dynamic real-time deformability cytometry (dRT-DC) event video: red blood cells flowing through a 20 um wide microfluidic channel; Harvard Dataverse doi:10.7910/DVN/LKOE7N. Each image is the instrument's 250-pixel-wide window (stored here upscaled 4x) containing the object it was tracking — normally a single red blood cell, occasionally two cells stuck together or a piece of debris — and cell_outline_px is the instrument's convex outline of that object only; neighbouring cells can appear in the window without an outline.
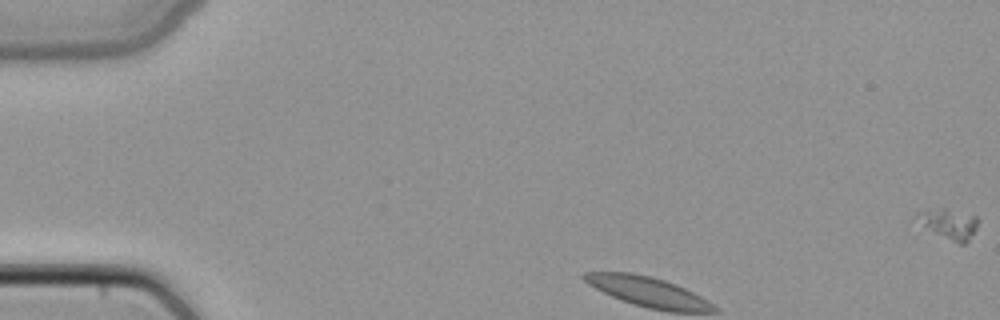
{"species": "common noctule bat (a hibernating species)", "species_latin": "Nyctalus noctula", "temperature_condition": "cold", "stored_images_in_passage": 8, "segment_of_instrument_passage": [1, 2], "camera_frame_rate_fps": 3000, "um_per_image_px": 0.085, "animal": {"sex": "female", "body_mass_g": 22.7, "forearm_length_mm": 54.2}, "frame": {"image": 1, "passage_image": 1, "time_ms": 0.0, "image_size_px": [1000, 320], "cell_outline_px": [[980, 220], [976, 228], [968, 240], [964, 244], [960, 244], [936, 232], [912, 216], [916, 212], [940, 208], [944, 208], [976, 216]], "centroid_in_image_um": [80.7, 18.99], "position_along_channel_um": 4.3, "area_um2": 10.23}}